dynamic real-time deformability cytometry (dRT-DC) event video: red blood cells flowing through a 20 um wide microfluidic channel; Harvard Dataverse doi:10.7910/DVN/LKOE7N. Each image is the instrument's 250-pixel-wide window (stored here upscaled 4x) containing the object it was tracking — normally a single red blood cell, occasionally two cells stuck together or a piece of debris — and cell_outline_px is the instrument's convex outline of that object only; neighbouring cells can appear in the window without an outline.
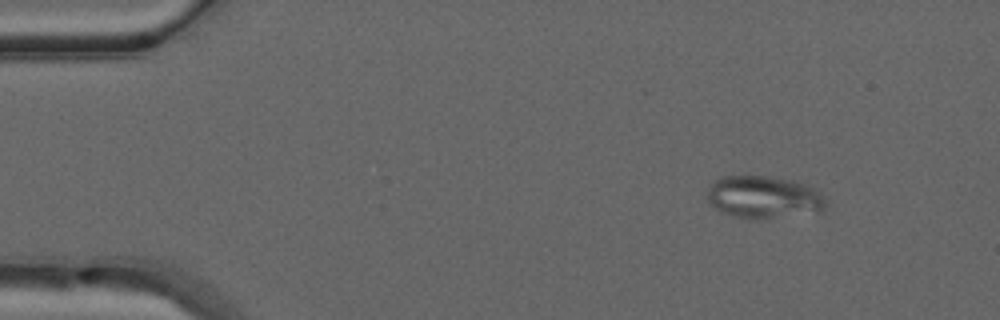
{"species": "common noctule bat (a hibernating species)", "species_latin": "Nyctalus noctula", "temperature_condition": "warm", "stored_images_in_passage": 45, "camera_frame_rate_fps": 3000, "um_per_image_px": 0.085, "animal": {"sex": "male", "forearm_length_mm": 52.5}, "frame": {"image": 1, "passage_image": 1, "time_ms": 0.0, "image_size_px": [1000, 320], "cell_outline_px": [[828, 204], [824, 212], [752, 220], [748, 220], [732, 216], [716, 208], [708, 200], [708, 188], [716, 180], [724, 176], [764, 176], [792, 180], [804, 184], [812, 188], [824, 196], [828, 200]], "centroid_in_image_um": [64.98, 16.79], "position_along_channel_um": 20.0, "area_um2": 29.54}}
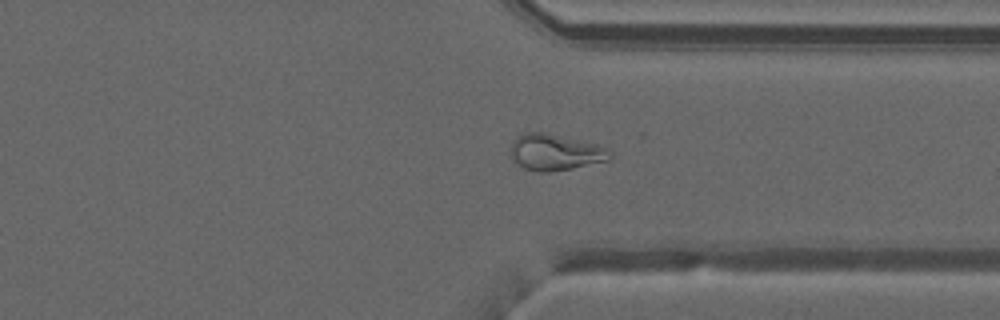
{"frame": {"image": 2, "passage_image": 33, "time_ms": 10.667, "image_size_px": [1000, 320], "cell_outline_px": [[612, 156], [608, 160], [572, 168], [548, 172], [536, 172], [524, 168], [512, 156], [512, 144], [516, 136], [528, 132], [544, 132], [596, 144], [608, 148]], "centroid_in_image_um": [47.21, 12.94], "position_along_channel_um": 364.2, "area_um2": 20.58}}
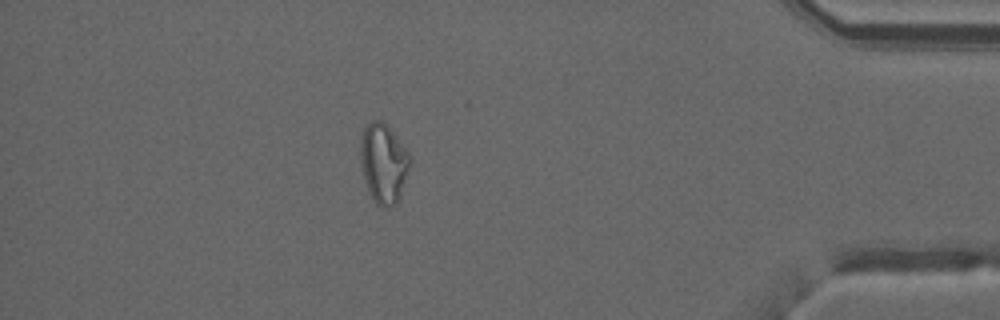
{"frame": {"image": 3, "passage_image": 39, "time_ms": 12.667, "image_size_px": [1000, 320], "cell_outline_px": [[412, 156], [400, 196], [392, 204], [376, 204], [372, 200], [368, 192], [364, 180], [360, 160], [360, 140], [364, 128], [372, 120], [384, 120], [388, 124]], "centroid_in_image_um": [32.58, 13.79], "position_along_channel_um": 402.6, "area_um2": 22.95}}